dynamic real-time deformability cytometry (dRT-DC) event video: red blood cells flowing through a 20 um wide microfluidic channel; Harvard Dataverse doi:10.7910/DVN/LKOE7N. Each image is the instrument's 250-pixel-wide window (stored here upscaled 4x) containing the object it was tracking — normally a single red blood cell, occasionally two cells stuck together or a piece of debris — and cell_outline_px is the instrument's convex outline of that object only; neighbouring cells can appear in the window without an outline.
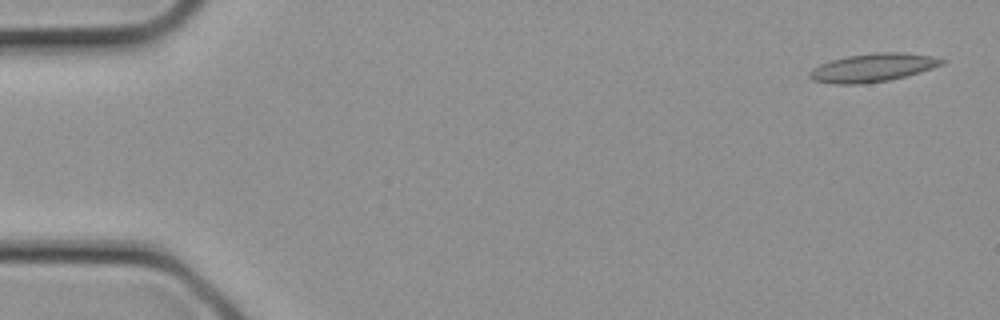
{"species": "common noctule bat (a hibernating species)", "species_latin": "Nyctalus noctula", "temperature_condition": "cold", "stored_images_in_passage": 5, "camera_frame_rate_fps": 3000, "um_per_image_px": 0.085, "animal": {"sex": "female", "body_mass_g": 21.9}, "frame": {"image": 1, "passage_image": 1, "time_ms": 0.0, "image_size_px": [1000, 320], "cell_outline_px": [[944, 64], [920, 72], [888, 80], [860, 84], [832, 84], [812, 80], [808, 76], [808, 72], [812, 68], [820, 64], [832, 60], [848, 56], [876, 52], [904, 52], [932, 56], [944, 60]], "centroid_in_image_um": [74.15, 5.75], "position_along_channel_um": 10.9, "area_um2": 21.73}}